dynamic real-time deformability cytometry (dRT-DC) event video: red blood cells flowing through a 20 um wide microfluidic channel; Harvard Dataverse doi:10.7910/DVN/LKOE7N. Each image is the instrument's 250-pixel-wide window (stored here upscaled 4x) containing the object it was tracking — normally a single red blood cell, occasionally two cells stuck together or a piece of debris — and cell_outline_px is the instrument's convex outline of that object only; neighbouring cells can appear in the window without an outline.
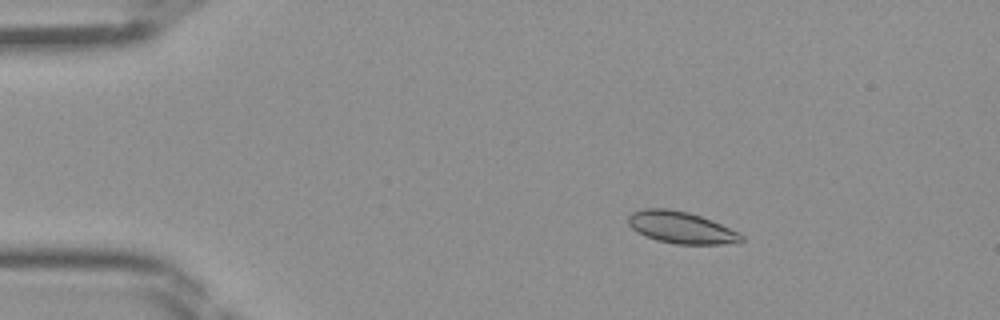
{"species": "Egyptian fruit bat (a non-hibernating species)", "species_latin": "Rousettus aegyptiacus", "temperature_condition": "room temperature", "stored_images_in_passage": 39, "camera_frame_rate_fps": 3000, "um_per_image_px": 0.085, "frame": {"image": 1, "passage_image": 1, "time_ms": 0.0, "image_size_px": [1000, 320], "cell_outline_px": [[744, 240], [720, 244], [676, 244], [656, 240], [644, 236], [636, 232], [628, 224], [628, 216], [632, 212], [644, 208], [668, 208], [688, 212], [712, 220], [744, 236]], "centroid_in_image_um": [57.82, 19.33], "position_along_channel_um": 27.2, "area_um2": 20.87}}
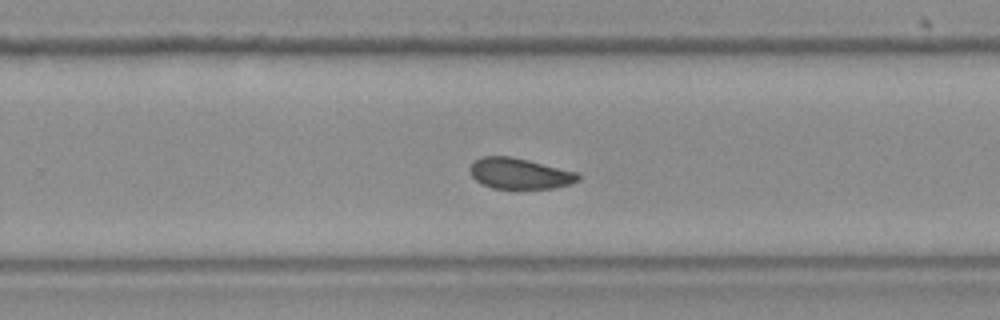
{"frame": {"image": 2, "passage_image": 23, "time_ms": 7.333, "image_size_px": [1000, 320], "cell_outline_px": [[580, 180], [556, 188], [492, 188], [476, 180], [472, 176], [468, 168], [480, 156], [512, 156], [576, 172], [580, 176]], "centroid_in_image_um": [44.15, 14.74], "position_along_channel_um": 285.7, "area_um2": 19.25}}
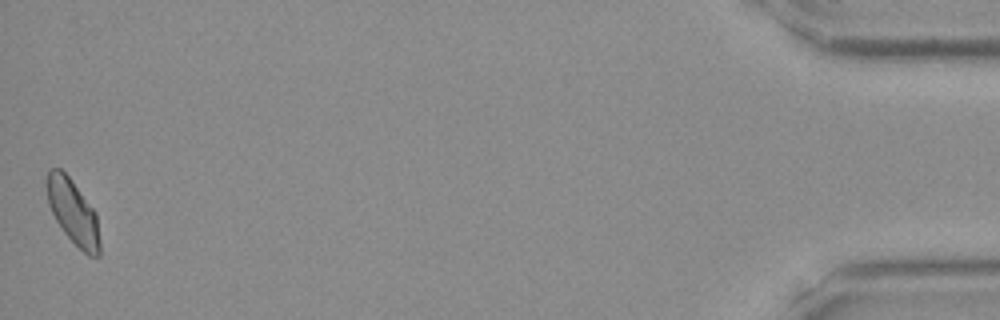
{"frame": {"image": 3, "passage_image": 39, "time_ms": 12.667, "image_size_px": [1000, 320], "cell_outline_px": [[100, 256], [88, 256], [64, 232], [56, 220], [48, 204], [44, 184], [48, 172], [52, 168], [60, 168], [68, 176], [96, 212], [100, 240]], "centroid_in_image_um": [6.19, 18.0], "position_along_channel_um": 429.0, "area_um2": 19.94}}